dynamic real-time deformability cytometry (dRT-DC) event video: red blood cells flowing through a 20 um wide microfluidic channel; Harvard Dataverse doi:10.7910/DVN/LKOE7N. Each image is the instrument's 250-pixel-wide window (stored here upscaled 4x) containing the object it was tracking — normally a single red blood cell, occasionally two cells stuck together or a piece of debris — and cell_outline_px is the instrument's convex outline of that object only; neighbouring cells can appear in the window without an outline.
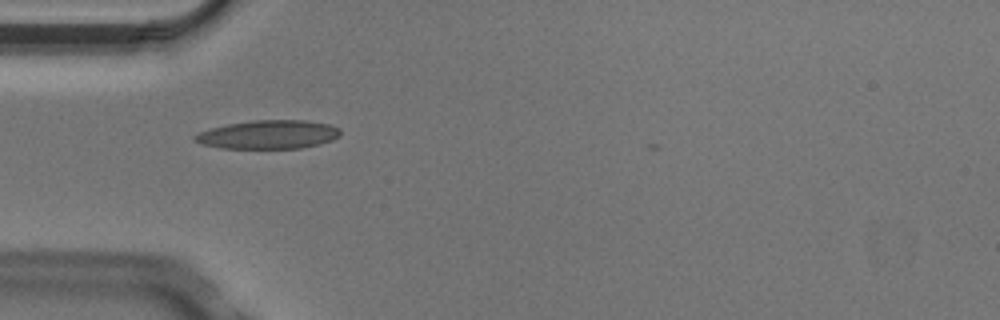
{"species": "Egyptian fruit bat (a non-hibernating species)", "species_latin": "Rousettus aegyptiacus", "temperature_condition": "cold", "stored_images_in_passage": 6, "camera_frame_rate_fps": 3000, "um_per_image_px": 0.085, "animal": {"sex": "male"}, "frame": {"image": 1, "passage_image": 2, "time_ms": 0.333, "image_size_px": [1000, 320], "cell_outline_px": [[340, 136], [332, 140], [300, 148], [220, 148], [200, 144], [192, 140], [192, 136], [200, 132], [212, 128], [228, 124], [252, 120], [304, 120], [332, 124], [340, 128]], "centroid_in_image_um": [22.8, 11.43], "position_along_channel_um": 62.2, "area_um2": 24.33}}
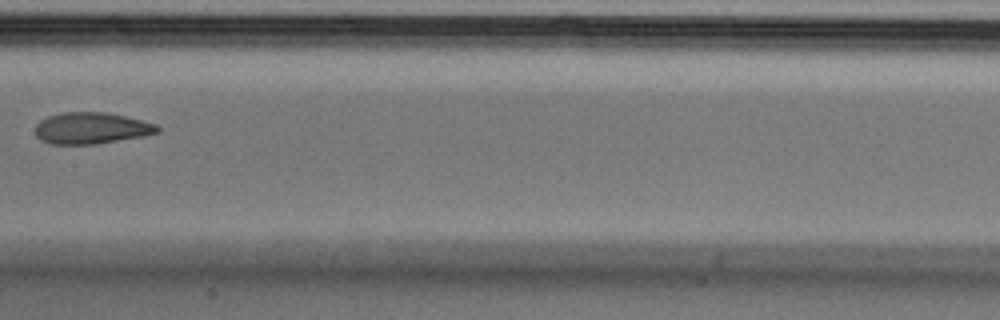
{"frame": {"image": 2, "passage_image": 5, "time_ms": 1.333, "image_size_px": [1000, 320], "cell_outline_px": [[160, 132], [144, 136], [96, 144], [48, 144], [40, 140], [36, 136], [36, 124], [40, 120], [48, 116], [64, 112], [108, 112], [156, 124], [160, 128]], "centroid_in_image_um": [7.75, 10.9], "position_along_channel_um": 199.6, "area_um2": 22.48}}
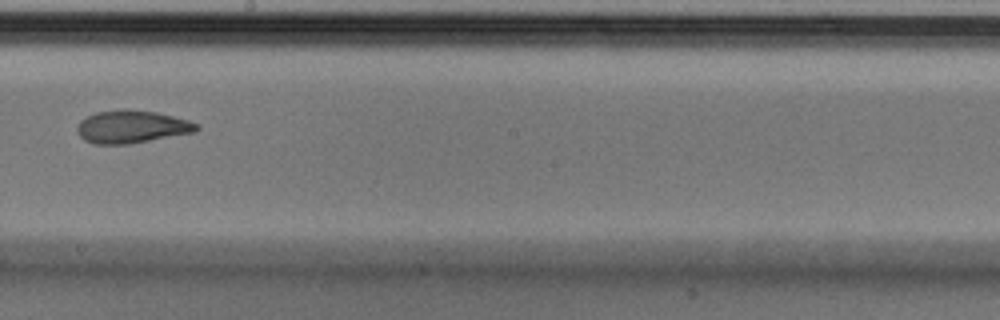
{"frame": {"image": 3, "passage_image": 6, "time_ms": 1.667, "image_size_px": [1000, 320], "cell_outline_px": [[200, 128], [196, 132], [128, 144], [92, 144], [84, 140], [80, 136], [76, 128], [76, 124], [80, 120], [96, 112], [120, 108], [128, 108], [156, 112], [188, 120], [200, 124]], "centroid_in_image_um": [11.19, 10.76], "position_along_channel_um": 237.0, "area_um2": 23.12}}